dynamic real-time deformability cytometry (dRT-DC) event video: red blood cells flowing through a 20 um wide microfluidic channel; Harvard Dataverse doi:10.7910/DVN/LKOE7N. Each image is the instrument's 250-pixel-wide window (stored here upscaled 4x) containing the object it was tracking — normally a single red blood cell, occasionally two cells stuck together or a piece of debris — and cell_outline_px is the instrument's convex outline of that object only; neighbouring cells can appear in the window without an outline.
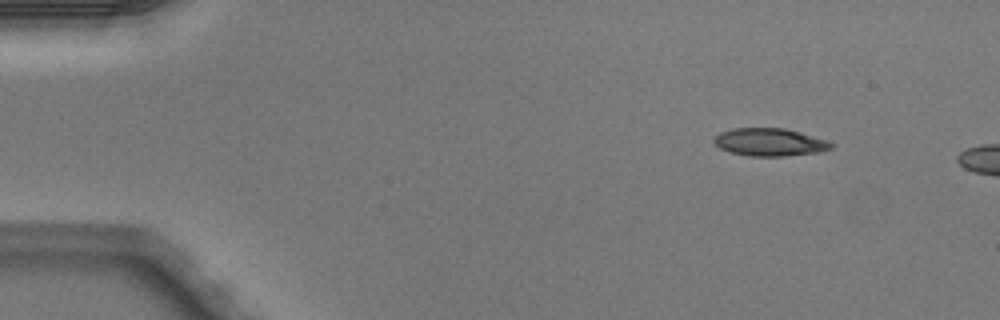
{"species": "Egyptian fruit bat (a non-hibernating species)", "species_latin": "Rousettus aegyptiacus", "temperature_condition": "warm", "stored_images_in_passage": 2, "camera_frame_rate_fps": 3000, "um_per_image_px": 0.085, "animal": {"sex": "male"}, "frame": {"image": 1, "passage_image": 1, "time_ms": 0.0, "image_size_px": [1000, 320], "cell_outline_px": [[832, 148], [820, 152], [784, 156], [748, 156], [728, 152], [720, 148], [712, 140], [720, 132], [732, 128], [784, 128], [800, 132], [828, 140], [832, 144]], "centroid_in_image_um": [65.41, 12.08], "position_along_channel_um": 19.6, "area_um2": 19.02}}